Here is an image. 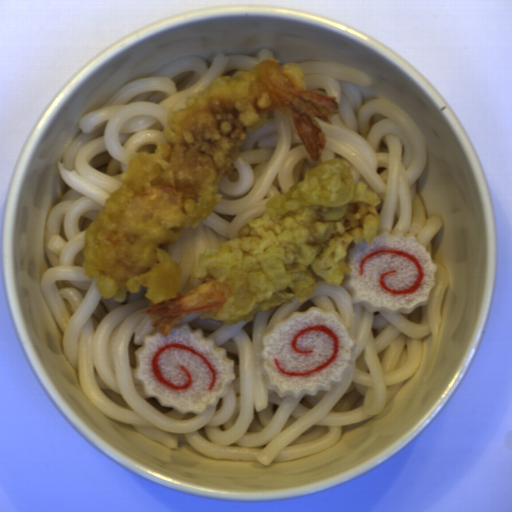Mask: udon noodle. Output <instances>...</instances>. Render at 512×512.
Here are the masks:
<instances>
[{"instance_id": "d5520da0", "label": "udon noodle", "mask_w": 512, "mask_h": 512, "mask_svg": "<svg viewBox=\"0 0 512 512\" xmlns=\"http://www.w3.org/2000/svg\"><path fill=\"white\" fill-rule=\"evenodd\" d=\"M270 57L275 56L267 48L255 55L178 57L125 83L103 105L82 115L58 162L68 188L47 214L50 267L39 287L79 388L100 412L162 447L186 446L207 458L265 467L327 449L350 426L379 419L419 369L424 342L430 339L433 348L438 346L448 270L432 257L443 220H427L418 192L428 161L416 123L397 104L379 98L365 103L364 91L374 81L363 71L326 61L297 64L306 88L336 98L339 105L331 124L318 123L326 138L319 160L311 159L292 120L268 114L241 144L233 169L220 182L219 205L171 247L181 272L177 292L199 285L195 273L205 250L237 238L249 220L262 217L269 199L303 180L305 166L330 159L346 162L355 183L365 182L380 196L377 236L404 232L426 249L438 269L435 285L425 307L394 316L355 304L345 285L326 283L306 301L291 299L248 321L222 323L197 313L180 317L174 327L189 324L203 330L233 361L235 379L202 414H181L145 394L133 372L138 364L134 352L145 336L156 334L149 316L141 314L149 306L146 290L127 293L123 303L103 299L82 261L88 225L121 187L132 156L159 147L169 115L217 77ZM314 306L333 310L352 329L355 367L331 392L279 398L266 389L261 338L277 321Z\"/></svg>"}]
</instances>
